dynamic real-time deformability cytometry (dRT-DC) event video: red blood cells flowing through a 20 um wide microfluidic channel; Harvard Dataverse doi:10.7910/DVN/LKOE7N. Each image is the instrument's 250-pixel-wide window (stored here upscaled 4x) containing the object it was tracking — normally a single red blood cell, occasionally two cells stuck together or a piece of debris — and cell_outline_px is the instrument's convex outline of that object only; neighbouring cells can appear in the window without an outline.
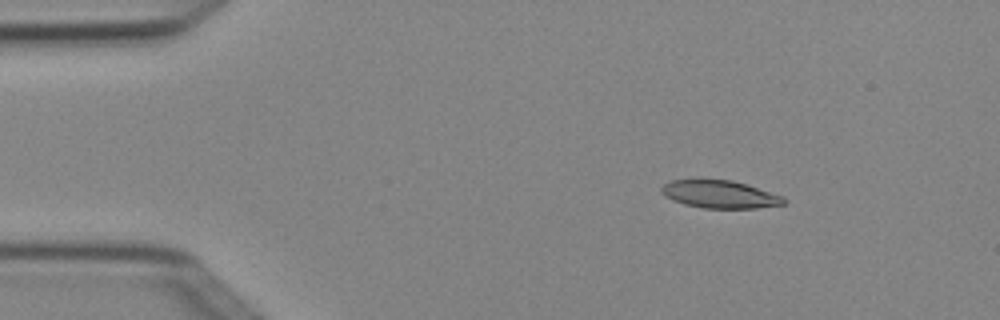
{"species": "Egyptian fruit bat (a non-hibernating species)", "species_latin": "Rousettus aegyptiacus", "temperature_condition": "cold", "stored_images_in_passage": 3, "camera_frame_rate_fps": 3000, "um_per_image_px": 0.085, "animal": {"sex": "female"}, "frame": {"image": 1, "passage_image": 1, "time_ms": 0.0, "image_size_px": [1000, 320], "cell_outline_px": [[788, 200], [784, 204], [756, 208], [704, 208], [684, 204], [672, 200], [664, 196], [660, 192], [660, 188], [664, 184], [672, 180], [732, 180], [784, 196]], "centroid_in_image_um": [61.18, 16.52], "position_along_channel_um": 23.8, "area_um2": 19.71}}
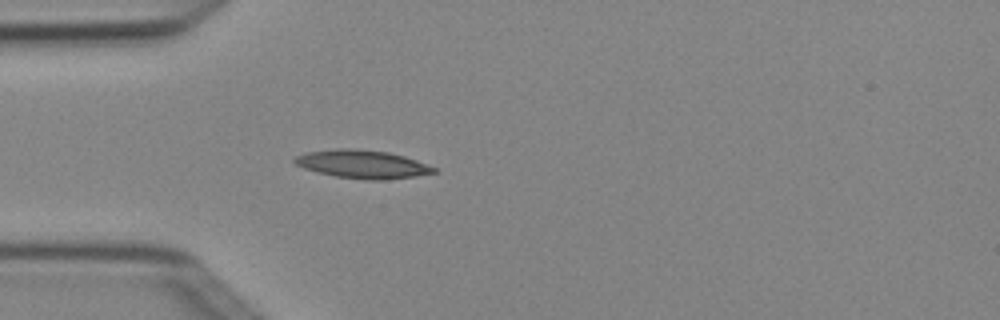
{"frame": {"image": 2, "passage_image": 3, "time_ms": 0.667, "image_size_px": [1000, 320], "cell_outline_px": [[436, 172], [416, 176], [384, 180], [368, 180], [336, 176], [316, 172], [304, 168], [296, 164], [292, 160], [296, 156], [304, 152], [336, 148], [352, 148], [388, 152], [404, 156], [416, 160], [436, 168]], "centroid_in_image_um": [30.77, 13.95], "position_along_channel_um": 54.2, "area_um2": 22.95}}